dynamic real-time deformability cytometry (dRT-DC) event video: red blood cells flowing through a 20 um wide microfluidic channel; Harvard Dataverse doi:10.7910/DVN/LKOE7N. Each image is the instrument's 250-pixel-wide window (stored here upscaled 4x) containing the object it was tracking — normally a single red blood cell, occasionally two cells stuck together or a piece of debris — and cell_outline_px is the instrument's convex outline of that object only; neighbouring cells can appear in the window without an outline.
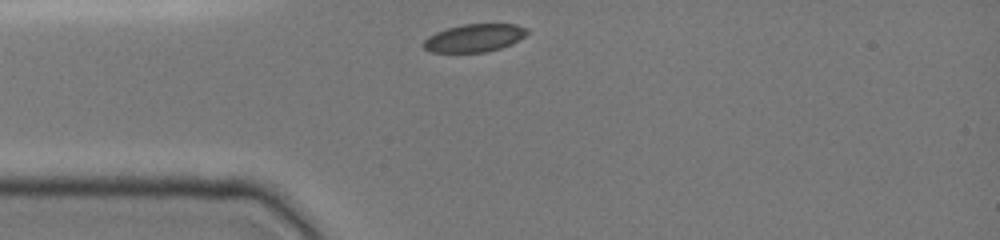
{"species": "common noctule bat (a hibernating species)", "species_latin": "Nyctalus noctula", "temperature_condition": "cold", "stored_images_in_passage": 29, "camera_frame_rate_fps": 3000, "um_per_image_px": 0.085, "animal": {"sex": "female", "body_mass_g": 19.0, "forearm_length_mm": 51.5}, "frame": {"image": 1, "passage_image": 1, "time_ms": 0.0, "image_size_px": [1000, 240], "cell_outline_px": [[528, 32], [524, 36], [512, 44], [500, 48], [484, 52], [432, 52], [424, 48], [420, 44], [428, 36], [436, 32], [448, 28], [464, 24], [516, 24], [528, 28]], "centroid_in_image_um": [40.31, 3.22], "position_along_channel_um": 44.7, "area_um2": 16.82}}
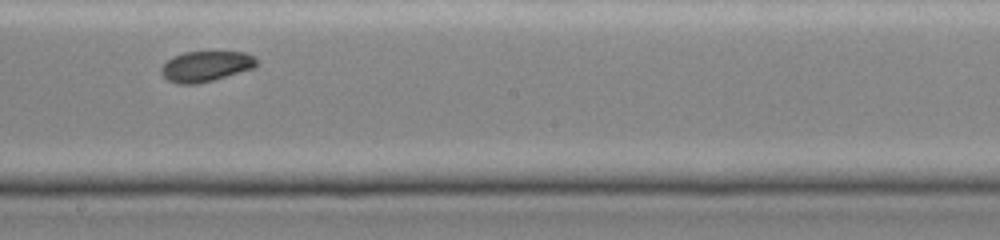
{"frame": {"image": 2, "passage_image": 16, "time_ms": 5.0, "image_size_px": [1000, 240], "cell_outline_px": [[256, 64], [252, 68], [212, 80], [196, 84], [176, 84], [168, 80], [160, 72], [160, 68], [172, 56], [184, 52], [244, 52], [252, 56], [256, 60]], "centroid_in_image_um": [17.43, 5.63], "position_along_channel_um": 230.8, "area_um2": 16.65}}
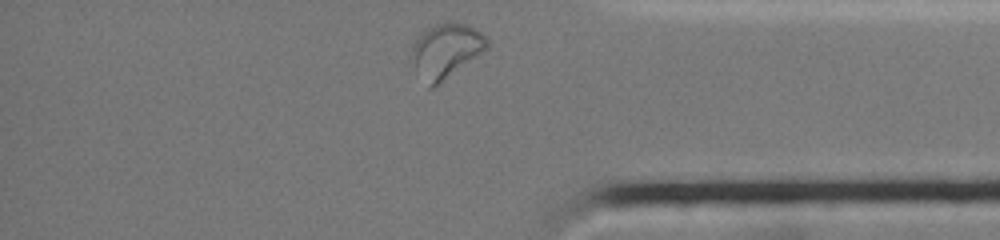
{"frame": {"image": 3, "passage_image": 29, "time_ms": 9.333, "image_size_px": [1000, 240], "cell_outline_px": [[488, 48], [440, 84], [432, 88], [428, 88], [408, 60], [408, 56], [412, 44], [420, 32], [424, 28], [436, 24], [468, 24], [476, 28], [488, 36]], "centroid_in_image_um": [37.85, 4.33], "position_along_channel_um": 397.4, "area_um2": 24.51}, "authors_computed_cell_mechanics": {"area_um2": 18.1492, "velocity_mm_per_s": 3.9442, "shape_relaxation_time_tau1_ms": null, "shape_relaxation_time_tau2_ms": 8.1698, "deformation_change_tau1": null, "deformation_change_tau2": 0.1099}}